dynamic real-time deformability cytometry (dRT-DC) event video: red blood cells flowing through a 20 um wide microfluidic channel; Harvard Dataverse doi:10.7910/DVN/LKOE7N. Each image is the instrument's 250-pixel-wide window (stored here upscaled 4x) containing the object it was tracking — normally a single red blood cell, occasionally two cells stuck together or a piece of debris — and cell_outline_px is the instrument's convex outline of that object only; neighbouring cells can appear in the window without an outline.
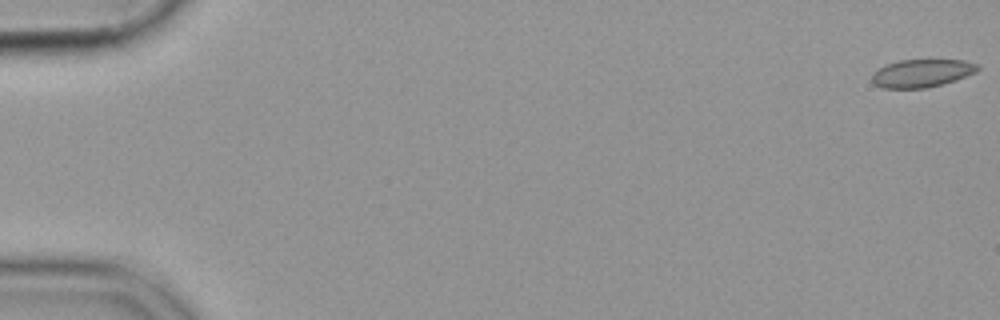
{"species": "common noctule bat (a hibernating species)", "species_latin": "Nyctalus noctula", "temperature_condition": "cold", "stored_images_in_passage": 56, "camera_frame_rate_fps": 3000, "um_per_image_px": 0.085, "animal": {"sex": "female", "body_mass_g": 19.9}, "frame": {"image": 1, "passage_image": 1, "time_ms": 0.0, "image_size_px": [1000, 320], "cell_outline_px": [[980, 68], [976, 72], [956, 80], [924, 88], [884, 88], [876, 84], [872, 80], [872, 76], [880, 68], [888, 64], [900, 60], [964, 60], [980, 64]], "centroid_in_image_um": [78.42, 6.21], "position_along_channel_um": 6.6, "area_um2": 16.94}}
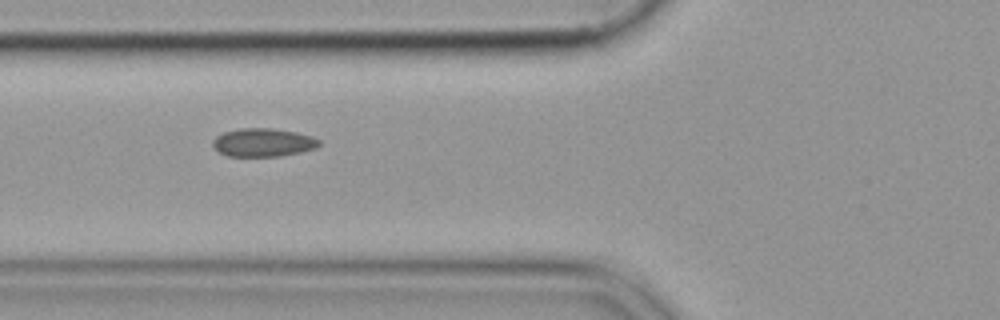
{"frame": {"image": 2, "passage_image": 22, "time_ms": 7.0, "image_size_px": [1000, 320], "cell_outline_px": [[320, 144], [316, 148], [300, 152], [280, 156], [228, 156], [220, 152], [212, 144], [212, 140], [216, 136], [224, 132], [240, 128], [272, 128], [296, 132], [312, 136], [320, 140]], "centroid_in_image_um": [22.38, 12.1], "position_along_channel_um": 103.4, "area_um2": 17.51}}
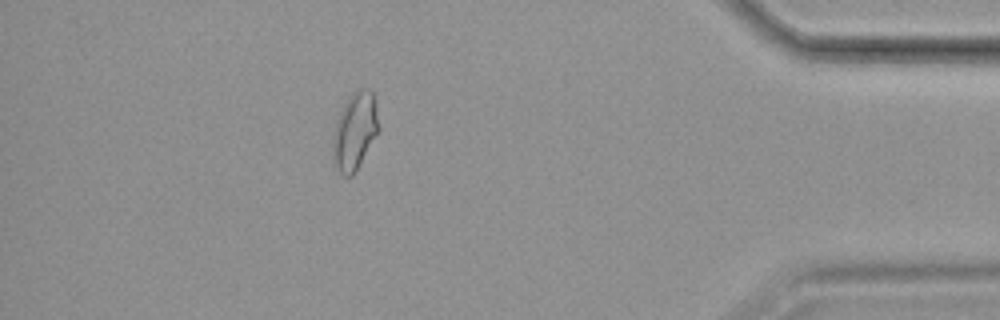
{"frame": {"image": 3, "passage_image": 50, "time_ms": 16.333, "image_size_px": [1000, 320], "cell_outline_px": [[380, 128], [356, 172], [352, 176], [344, 176], [332, 164], [332, 144], [336, 120], [348, 96], [356, 88], [368, 88], [372, 92], [376, 104]], "centroid_in_image_um": [30.15, 11.15], "position_along_channel_um": 405.1, "area_um2": 21.04}}